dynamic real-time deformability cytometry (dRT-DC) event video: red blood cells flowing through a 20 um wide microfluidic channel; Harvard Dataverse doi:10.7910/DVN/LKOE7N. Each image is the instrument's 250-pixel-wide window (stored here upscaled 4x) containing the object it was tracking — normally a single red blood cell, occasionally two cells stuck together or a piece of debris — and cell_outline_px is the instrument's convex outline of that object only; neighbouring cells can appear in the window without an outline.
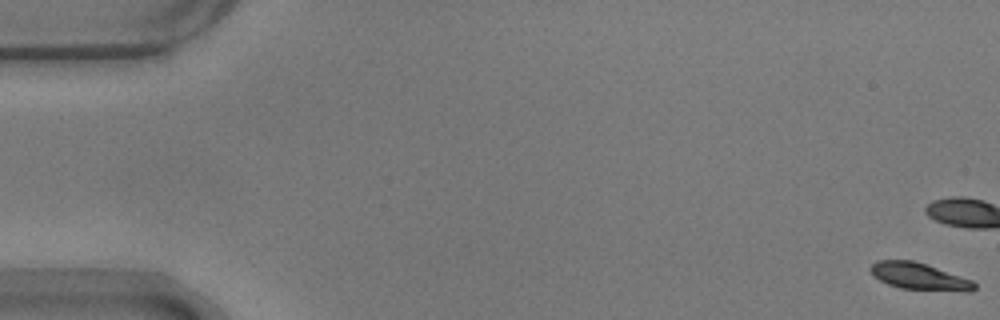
{"species": "common noctule bat (a hibernating species)", "species_latin": "Nyctalus noctula", "temperature_condition": "warm", "stored_images_in_passage": 57, "camera_frame_rate_fps": 3000, "um_per_image_px": 0.085, "animal": {"sex": "male", "body_mass_g": 17.9}, "frame": {"image": 1, "passage_image": 1, "time_ms": 0.0, "image_size_px": [1000, 320], "cell_outline_px": [[976, 288], [972, 292], [968, 292], [900, 288], [888, 284], [872, 276], [868, 268], [876, 260], [912, 260], [972, 280], [976, 284]], "centroid_in_image_um": [78.11, 23.5], "position_along_channel_um": 6.9, "area_um2": 16.24}}
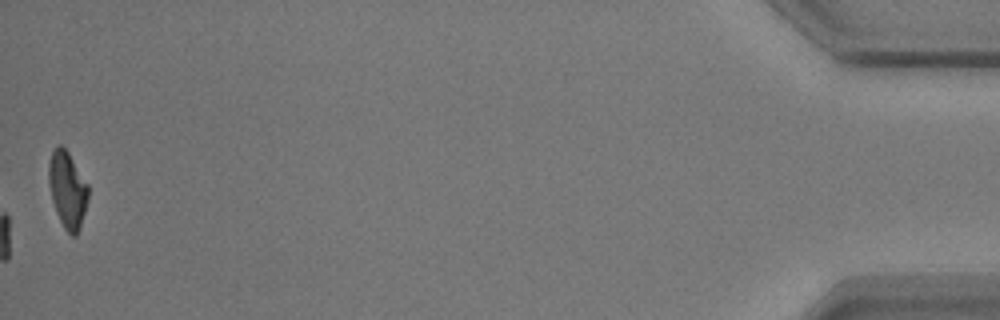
{"frame": {"image": 2, "passage_image": 57, "time_ms": 18.667, "image_size_px": [1000, 320], "cell_outline_px": [[88, 200], [80, 228], [76, 236], [72, 236], [64, 228], [56, 212], [52, 200], [48, 180], [48, 164], [52, 152], [60, 144], [68, 152], [88, 184]], "centroid_in_image_um": [5.74, 16.14], "position_along_channel_um": 429.5, "area_um2": 17.51}, "authors_computed_cell_mechanics": {"area_um2": 17.4556, "velocity_mm_per_s": 3.6744, "shape_relaxation_time_tau1_ms": 2.6744, "shape_relaxation_time_tau2_ms": 5.2651, "deformation_change_tau1": 0.1243, "deformation_change_tau2": 0.0741}}